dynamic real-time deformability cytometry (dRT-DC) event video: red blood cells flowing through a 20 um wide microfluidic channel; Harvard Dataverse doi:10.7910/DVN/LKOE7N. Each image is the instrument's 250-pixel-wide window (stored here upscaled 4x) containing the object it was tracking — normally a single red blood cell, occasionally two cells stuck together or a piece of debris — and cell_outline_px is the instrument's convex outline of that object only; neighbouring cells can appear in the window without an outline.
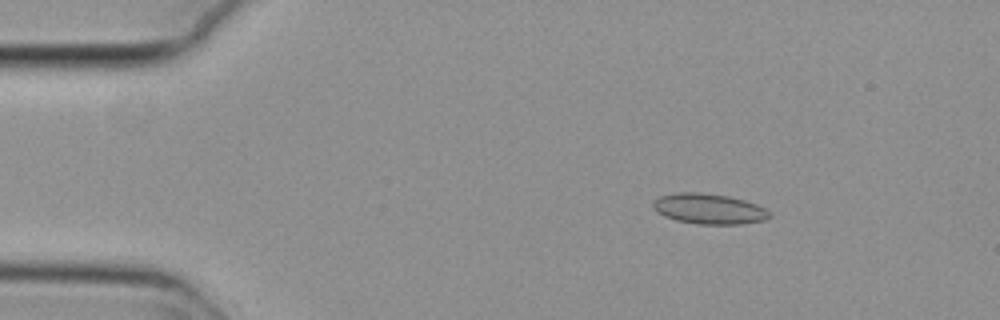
{"species": "common noctule bat (a hibernating species)", "species_latin": "Nyctalus noctula", "temperature_condition": "cold", "stored_images_in_passage": 17, "camera_frame_rate_fps": 3000, "um_per_image_px": 0.085, "animal": {"sex": "female", "body_mass_g": 29.2, "forearm_length_mm": 56.3}, "frame": {"image": 1, "passage_image": 9, "time_ms": 2.667, "image_size_px": [1000, 320], "cell_outline_px": [[772, 216], [764, 220], [740, 224], [696, 224], [676, 220], [664, 216], [656, 212], [652, 208], [652, 200], [660, 196], [676, 192], [696, 192], [728, 196], [744, 200], [756, 204], [764, 208]], "centroid_in_image_um": [60.2, 17.75], "position_along_channel_um": 24.8, "area_um2": 20.69}}